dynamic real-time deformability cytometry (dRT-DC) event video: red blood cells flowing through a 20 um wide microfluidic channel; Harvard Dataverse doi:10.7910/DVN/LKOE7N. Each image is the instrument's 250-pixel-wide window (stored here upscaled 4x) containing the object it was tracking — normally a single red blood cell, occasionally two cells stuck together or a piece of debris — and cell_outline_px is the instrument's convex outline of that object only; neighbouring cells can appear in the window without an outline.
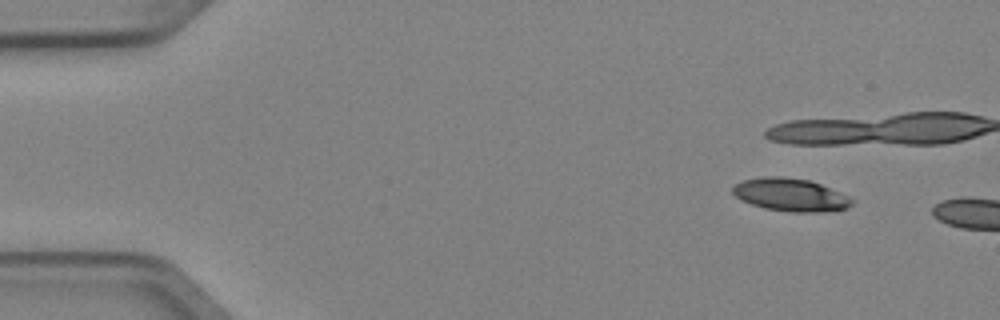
{"species": "Egyptian fruit bat (a non-hibernating species)", "species_latin": "Rousettus aegyptiacus", "temperature_condition": "cold", "stored_images_in_passage": 2, "camera_frame_rate_fps": 3000, "um_per_image_px": 0.085, "animal": {"sex": "female"}, "frame": {"image": 1, "passage_image": 1, "time_ms": 0.0, "image_size_px": [1000, 320], "cell_outline_px": [[852, 204], [848, 208], [816, 212], [788, 212], [764, 208], [740, 200], [732, 192], [732, 188], [736, 184], [744, 180], [760, 176], [780, 176], [808, 180], [820, 184], [848, 196], [852, 200]], "centroid_in_image_um": [67.15, 16.56], "position_along_channel_um": 17.8, "area_um2": 22.66}}